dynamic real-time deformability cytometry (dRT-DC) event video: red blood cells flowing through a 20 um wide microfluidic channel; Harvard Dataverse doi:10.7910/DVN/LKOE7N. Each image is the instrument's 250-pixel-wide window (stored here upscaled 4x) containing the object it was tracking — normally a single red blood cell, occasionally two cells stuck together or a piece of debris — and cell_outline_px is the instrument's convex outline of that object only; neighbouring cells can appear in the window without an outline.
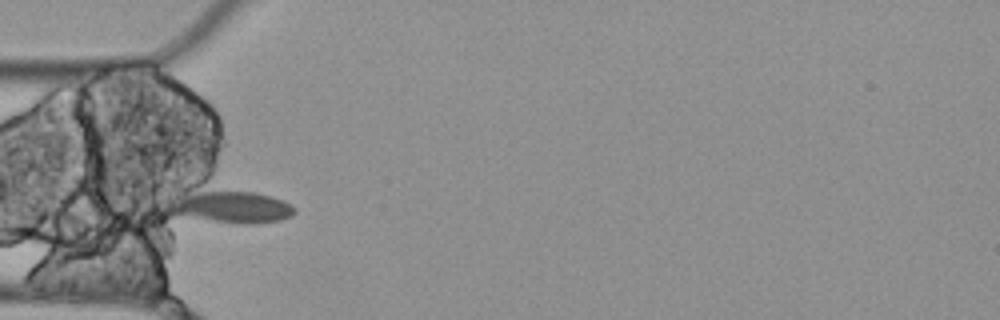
{"species": "Egyptian fruit bat (a non-hibernating species)", "species_latin": "Rousettus aegyptiacus", "temperature_condition": "cold", "stored_images_in_passage": 5, "camera_frame_rate_fps": 3000, "um_per_image_px": 0.085, "animal": {"sex": "female"}, "frame": {"image": 1, "passage_image": 5, "time_ms": 1.333, "image_size_px": [1000, 320], "cell_outline_px": [[296, 212], [292, 216], [280, 220], [256, 224], [244, 224], [212, 220], [172, 212], [164, 200], [168, 196], [200, 180], [272, 196], [284, 200], [296, 208]], "centroid_in_image_um": [19.4, 17.37], "position_along_channel_um": 65.6, "area_um2": 26.82}}